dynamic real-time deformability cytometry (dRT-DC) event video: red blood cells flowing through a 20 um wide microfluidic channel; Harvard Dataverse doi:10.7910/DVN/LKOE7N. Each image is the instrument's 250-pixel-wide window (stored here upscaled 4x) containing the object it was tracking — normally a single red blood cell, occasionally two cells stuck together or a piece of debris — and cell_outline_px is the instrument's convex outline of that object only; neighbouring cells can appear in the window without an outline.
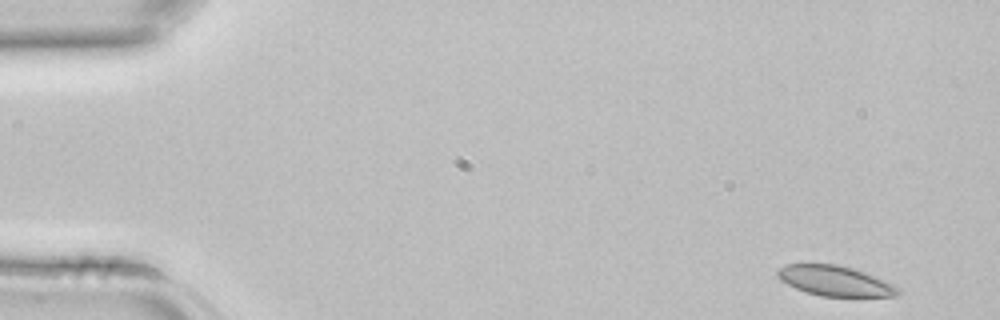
{"species": "common noctule bat (a hibernating species)", "species_latin": "Nyctalus noctula", "temperature_condition": "room temperature", "stored_images_in_passage": 4, "camera_frame_rate_fps": 3000, "um_per_image_px": 0.085, "animal": {"sex": "female", "body_mass_g": 22.7, "forearm_length_mm": 54.2}, "frame": {"image": 1, "passage_image": 1, "time_ms": 0.0, "image_size_px": [1000, 320], "cell_outline_px": [[904, 292], [900, 296], [820, 296], [796, 288], [780, 280], [776, 276], [776, 272], [780, 268], [788, 264], [836, 264], [852, 268], [876, 276], [900, 288]], "centroid_in_image_um": [71.02, 23.88], "position_along_channel_um": 14.0, "area_um2": 21.15}}
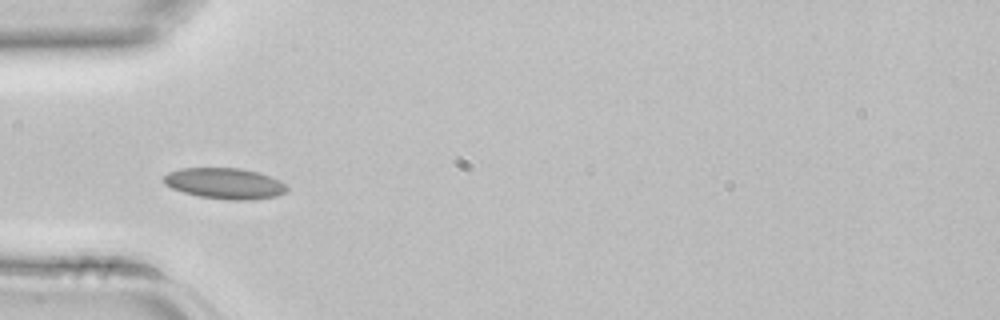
{"frame": {"image": 2, "passage_image": 4, "time_ms": 1.0, "image_size_px": [1000, 320], "cell_outline_px": [[288, 192], [276, 196], [248, 200], [228, 200], [200, 196], [184, 192], [172, 188], [164, 184], [164, 176], [168, 172], [180, 168], [240, 168], [260, 172], [280, 180], [288, 188]], "centroid_in_image_um": [19.13, 15.58], "position_along_channel_um": 65.9, "area_um2": 22.25}}